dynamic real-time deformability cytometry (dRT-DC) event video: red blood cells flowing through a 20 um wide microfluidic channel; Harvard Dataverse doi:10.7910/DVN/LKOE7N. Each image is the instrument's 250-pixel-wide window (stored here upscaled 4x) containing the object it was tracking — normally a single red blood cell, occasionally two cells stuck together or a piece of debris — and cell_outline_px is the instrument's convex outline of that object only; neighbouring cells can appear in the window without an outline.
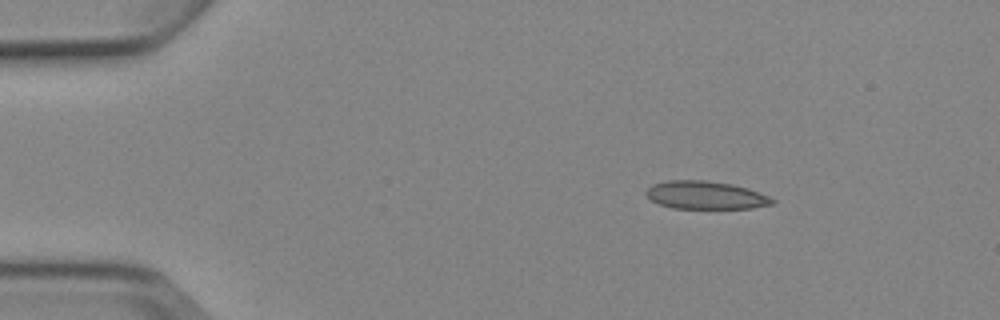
{"species": "Egyptian fruit bat (a non-hibernating species)", "species_latin": "Rousettus aegyptiacus", "temperature_condition": "cold", "stored_images_in_passage": 3, "camera_frame_rate_fps": 3000, "um_per_image_px": 0.085, "animal": {"sex": "female"}, "frame": {"image": 1, "passage_image": 1, "time_ms": 0.0, "image_size_px": [1000, 320], "cell_outline_px": [[776, 200], [772, 204], [752, 208], [672, 208], [660, 204], [652, 200], [644, 192], [652, 184], [664, 180], [704, 180], [732, 184], [748, 188], [768, 196]], "centroid_in_image_um": [59.96, 16.58], "position_along_channel_um": 25.0, "area_um2": 20.52}}